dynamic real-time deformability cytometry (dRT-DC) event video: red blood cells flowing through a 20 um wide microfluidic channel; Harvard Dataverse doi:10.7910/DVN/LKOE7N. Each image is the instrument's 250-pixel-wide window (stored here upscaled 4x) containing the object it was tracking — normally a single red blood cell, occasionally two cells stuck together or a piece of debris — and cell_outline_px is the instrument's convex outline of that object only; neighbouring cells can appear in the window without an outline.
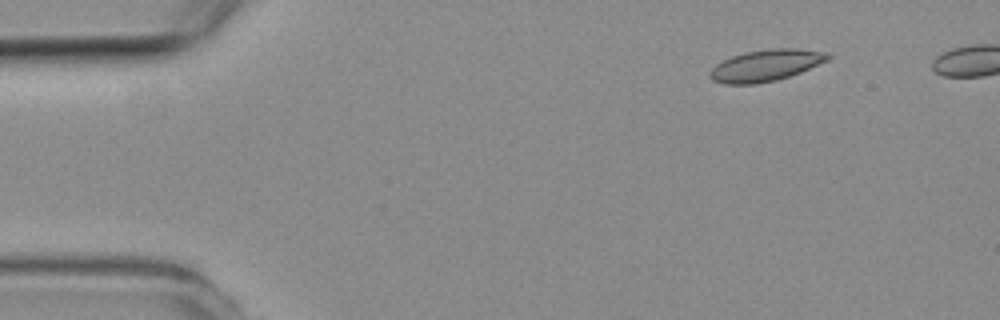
{"species": "common noctule bat (a hibernating species)", "species_latin": "Nyctalus noctula", "temperature_condition": "room temperature", "stored_images_in_passage": 7, "camera_frame_rate_fps": 3000, "um_per_image_px": 0.085, "animal": {"sex": "female", "body_mass_g": 19.3, "forearm_length_mm": 54.1}, "frame": {"image": 1, "passage_image": 1, "time_ms": 0.0, "image_size_px": [1000, 320], "cell_outline_px": [[832, 56], [828, 60], [800, 72], [776, 80], [756, 84], [724, 84], [712, 80], [708, 76], [712, 68], [716, 64], [732, 56], [744, 52], [768, 48], [796, 48], [828, 52]], "centroid_in_image_um": [65.09, 5.55], "position_along_channel_um": 19.9, "area_um2": 21.73}}
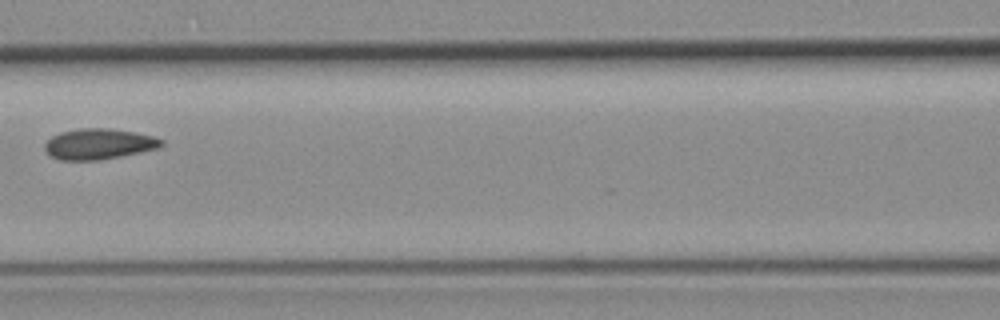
{"frame": {"image": 2, "passage_image": 6, "time_ms": 5.667, "image_size_px": [1000, 320], "cell_outline_px": [[164, 144], [160, 148], [100, 160], [60, 160], [48, 156], [44, 148], [44, 144], [52, 136], [60, 132], [80, 128], [108, 128], [136, 132], [152, 136], [164, 140]], "centroid_in_image_um": [8.39, 12.24], "position_along_channel_um": 158.2, "area_um2": 21.04}}
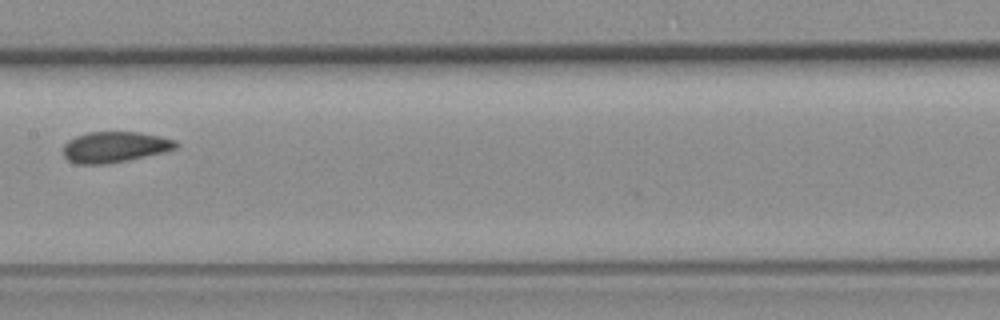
{"frame": {"image": 3, "passage_image": 7, "time_ms": 6.667, "image_size_px": [1000, 320], "cell_outline_px": [[180, 144], [176, 148], [164, 152], [128, 160], [104, 164], [76, 164], [68, 160], [64, 156], [64, 144], [68, 140], [76, 136], [88, 132], [136, 132], [176, 140]], "centroid_in_image_um": [9.74, 12.5], "position_along_channel_um": 197.7, "area_um2": 20.11}}